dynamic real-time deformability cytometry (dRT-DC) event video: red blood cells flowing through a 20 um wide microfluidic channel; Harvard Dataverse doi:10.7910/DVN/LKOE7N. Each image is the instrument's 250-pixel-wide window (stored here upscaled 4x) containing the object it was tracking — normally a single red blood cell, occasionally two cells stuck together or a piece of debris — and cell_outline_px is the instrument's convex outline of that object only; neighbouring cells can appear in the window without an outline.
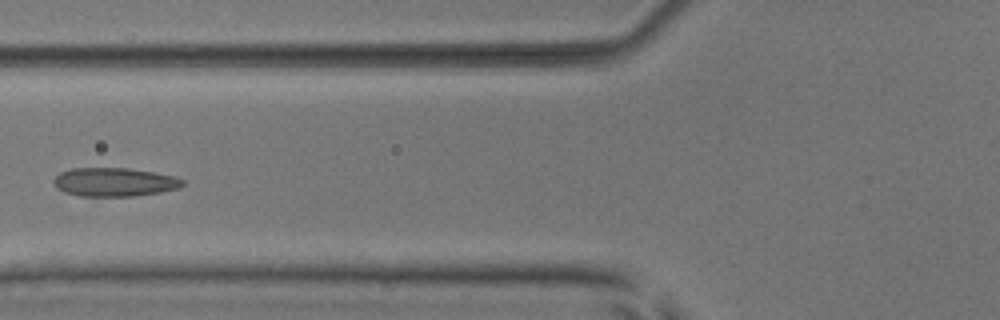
{"species": "common noctule bat (a hibernating species)", "species_latin": "Nyctalus noctula", "temperature_condition": "room temperature", "stored_images_in_passage": 7, "camera_frame_rate_fps": 3000, "um_per_image_px": 0.085, "animal": {"sex": "male", "body_mass_g": 17.9, "forearm_length_mm": 54.2}, "frame": {"image": 1, "passage_image": 6, "time_ms": 6.667, "image_size_px": [1000, 320], "cell_outline_px": [[184, 184], [180, 188], [160, 192], [132, 196], [80, 196], [64, 192], [56, 188], [52, 184], [52, 180], [60, 172], [72, 168], [128, 168], [176, 176], [184, 180]], "centroid_in_image_um": [9.7, 15.47], "position_along_channel_um": 116.1, "area_um2": 21.68}}
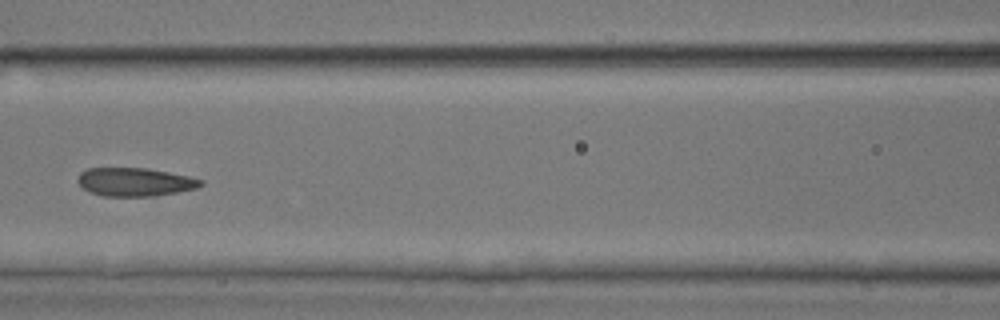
{"frame": {"image": 2, "passage_image": 7, "time_ms": 7.667, "image_size_px": [1000, 320], "cell_outline_px": [[204, 184], [196, 188], [156, 196], [104, 196], [92, 192], [84, 188], [76, 180], [80, 172], [88, 168], [148, 168], [188, 176], [204, 180]], "centroid_in_image_um": [11.48, 15.46], "position_along_channel_um": 155.1, "area_um2": 20.29}}